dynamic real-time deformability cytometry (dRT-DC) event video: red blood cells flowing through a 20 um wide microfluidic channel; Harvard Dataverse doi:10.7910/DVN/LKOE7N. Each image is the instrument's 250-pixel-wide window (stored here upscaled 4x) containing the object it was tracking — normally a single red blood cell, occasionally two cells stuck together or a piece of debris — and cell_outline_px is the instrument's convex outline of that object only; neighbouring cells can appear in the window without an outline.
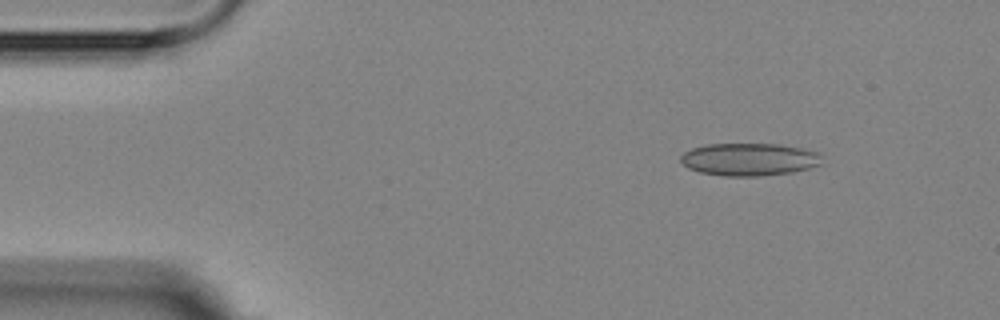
{"species": "Egyptian fruit bat (a non-hibernating species)", "species_latin": "Rousettus aegyptiacus", "temperature_condition": "room temperature", "stored_images_in_passage": 3, "camera_frame_rate_fps": 3000, "um_per_image_px": 0.085, "animal": {"sex": "female"}, "frame": {"image": 1, "passage_image": 2, "time_ms": 1.0, "image_size_px": [1000, 320], "cell_outline_px": [[824, 164], [792, 172], [760, 176], [724, 176], [700, 172], [688, 168], [680, 160], [680, 156], [684, 152], [692, 148], [708, 144], [780, 144], [820, 152]], "centroid_in_image_um": [63.71, 13.55], "position_along_channel_um": 21.3, "area_um2": 26.99}}